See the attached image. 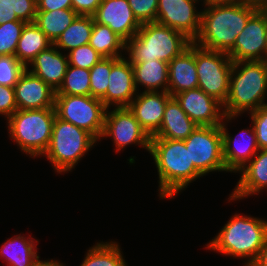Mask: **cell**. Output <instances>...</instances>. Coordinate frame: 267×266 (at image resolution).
Here are the masks:
<instances>
[{
  "mask_svg": "<svg viewBox=\"0 0 267 266\" xmlns=\"http://www.w3.org/2000/svg\"><path fill=\"white\" fill-rule=\"evenodd\" d=\"M31 266H66L58 260H40L39 258Z\"/></svg>",
  "mask_w": 267,
  "mask_h": 266,
  "instance_id": "7bdbcfd3",
  "label": "cell"
},
{
  "mask_svg": "<svg viewBox=\"0 0 267 266\" xmlns=\"http://www.w3.org/2000/svg\"><path fill=\"white\" fill-rule=\"evenodd\" d=\"M200 0H158L156 23L184 34L192 42L201 28V13L196 4Z\"/></svg>",
  "mask_w": 267,
  "mask_h": 266,
  "instance_id": "4fadbf2b",
  "label": "cell"
},
{
  "mask_svg": "<svg viewBox=\"0 0 267 266\" xmlns=\"http://www.w3.org/2000/svg\"><path fill=\"white\" fill-rule=\"evenodd\" d=\"M93 25V16L78 15L53 44L60 51L62 49L67 50V52L79 46L89 44Z\"/></svg>",
  "mask_w": 267,
  "mask_h": 266,
  "instance_id": "4316f807",
  "label": "cell"
},
{
  "mask_svg": "<svg viewBox=\"0 0 267 266\" xmlns=\"http://www.w3.org/2000/svg\"><path fill=\"white\" fill-rule=\"evenodd\" d=\"M197 126L221 125L225 116L223 105L200 88L173 96Z\"/></svg>",
  "mask_w": 267,
  "mask_h": 266,
  "instance_id": "9a60e30c",
  "label": "cell"
},
{
  "mask_svg": "<svg viewBox=\"0 0 267 266\" xmlns=\"http://www.w3.org/2000/svg\"><path fill=\"white\" fill-rule=\"evenodd\" d=\"M192 41L181 32L156 22L143 23L127 43L130 62L162 60L169 63L189 47Z\"/></svg>",
  "mask_w": 267,
  "mask_h": 266,
  "instance_id": "5b68a950",
  "label": "cell"
},
{
  "mask_svg": "<svg viewBox=\"0 0 267 266\" xmlns=\"http://www.w3.org/2000/svg\"><path fill=\"white\" fill-rule=\"evenodd\" d=\"M37 11L73 9L72 0H36Z\"/></svg>",
  "mask_w": 267,
  "mask_h": 266,
  "instance_id": "60d3db41",
  "label": "cell"
},
{
  "mask_svg": "<svg viewBox=\"0 0 267 266\" xmlns=\"http://www.w3.org/2000/svg\"><path fill=\"white\" fill-rule=\"evenodd\" d=\"M112 58L103 57L90 69V95L102 99L106 95Z\"/></svg>",
  "mask_w": 267,
  "mask_h": 266,
  "instance_id": "d6a6232c",
  "label": "cell"
},
{
  "mask_svg": "<svg viewBox=\"0 0 267 266\" xmlns=\"http://www.w3.org/2000/svg\"><path fill=\"white\" fill-rule=\"evenodd\" d=\"M235 118L237 116L225 115L220 125L223 137V158L226 169L231 173L240 170L259 151L253 125L250 129L241 130L236 137L228 133L226 123Z\"/></svg>",
  "mask_w": 267,
  "mask_h": 266,
  "instance_id": "5bb4252c",
  "label": "cell"
},
{
  "mask_svg": "<svg viewBox=\"0 0 267 266\" xmlns=\"http://www.w3.org/2000/svg\"><path fill=\"white\" fill-rule=\"evenodd\" d=\"M196 127L197 125L181 108L178 101L171 97L166 103L161 127L151 138L185 140Z\"/></svg>",
  "mask_w": 267,
  "mask_h": 266,
  "instance_id": "603a6c76",
  "label": "cell"
},
{
  "mask_svg": "<svg viewBox=\"0 0 267 266\" xmlns=\"http://www.w3.org/2000/svg\"><path fill=\"white\" fill-rule=\"evenodd\" d=\"M259 149H267V104L249 113Z\"/></svg>",
  "mask_w": 267,
  "mask_h": 266,
  "instance_id": "74e56055",
  "label": "cell"
},
{
  "mask_svg": "<svg viewBox=\"0 0 267 266\" xmlns=\"http://www.w3.org/2000/svg\"><path fill=\"white\" fill-rule=\"evenodd\" d=\"M17 110L14 87L0 85V115L8 119Z\"/></svg>",
  "mask_w": 267,
  "mask_h": 266,
  "instance_id": "f35d334b",
  "label": "cell"
},
{
  "mask_svg": "<svg viewBox=\"0 0 267 266\" xmlns=\"http://www.w3.org/2000/svg\"><path fill=\"white\" fill-rule=\"evenodd\" d=\"M89 45L99 54L107 58L123 57L121 51H125L126 43L106 25L94 21Z\"/></svg>",
  "mask_w": 267,
  "mask_h": 266,
  "instance_id": "f1b7e54d",
  "label": "cell"
},
{
  "mask_svg": "<svg viewBox=\"0 0 267 266\" xmlns=\"http://www.w3.org/2000/svg\"><path fill=\"white\" fill-rule=\"evenodd\" d=\"M244 0H209V3H234V2H240Z\"/></svg>",
  "mask_w": 267,
  "mask_h": 266,
  "instance_id": "ee69618b",
  "label": "cell"
},
{
  "mask_svg": "<svg viewBox=\"0 0 267 266\" xmlns=\"http://www.w3.org/2000/svg\"><path fill=\"white\" fill-rule=\"evenodd\" d=\"M106 95L101 99L103 104L110 107H128L137 95L134 83L132 63L126 57L112 58L111 73Z\"/></svg>",
  "mask_w": 267,
  "mask_h": 266,
  "instance_id": "2e32d148",
  "label": "cell"
},
{
  "mask_svg": "<svg viewBox=\"0 0 267 266\" xmlns=\"http://www.w3.org/2000/svg\"><path fill=\"white\" fill-rule=\"evenodd\" d=\"M29 65L27 69L31 73L57 91L64 80L69 63L67 53L63 54L53 44L48 49L41 51ZM29 67L32 68L29 69Z\"/></svg>",
  "mask_w": 267,
  "mask_h": 266,
  "instance_id": "7402d4cb",
  "label": "cell"
},
{
  "mask_svg": "<svg viewBox=\"0 0 267 266\" xmlns=\"http://www.w3.org/2000/svg\"><path fill=\"white\" fill-rule=\"evenodd\" d=\"M202 1H203V4H209V0H202Z\"/></svg>",
  "mask_w": 267,
  "mask_h": 266,
  "instance_id": "bcb514c9",
  "label": "cell"
},
{
  "mask_svg": "<svg viewBox=\"0 0 267 266\" xmlns=\"http://www.w3.org/2000/svg\"><path fill=\"white\" fill-rule=\"evenodd\" d=\"M171 97V94L165 91H140L128 106L150 137L159 131L166 103Z\"/></svg>",
  "mask_w": 267,
  "mask_h": 266,
  "instance_id": "ac0fdd59",
  "label": "cell"
},
{
  "mask_svg": "<svg viewBox=\"0 0 267 266\" xmlns=\"http://www.w3.org/2000/svg\"><path fill=\"white\" fill-rule=\"evenodd\" d=\"M102 0H72L73 10L78 15L93 16Z\"/></svg>",
  "mask_w": 267,
  "mask_h": 266,
  "instance_id": "ab89813d",
  "label": "cell"
},
{
  "mask_svg": "<svg viewBox=\"0 0 267 266\" xmlns=\"http://www.w3.org/2000/svg\"><path fill=\"white\" fill-rule=\"evenodd\" d=\"M111 137L116 152L136 144L149 152L151 137L135 119L128 107L107 109L101 138Z\"/></svg>",
  "mask_w": 267,
  "mask_h": 266,
  "instance_id": "8fae6325",
  "label": "cell"
},
{
  "mask_svg": "<svg viewBox=\"0 0 267 266\" xmlns=\"http://www.w3.org/2000/svg\"><path fill=\"white\" fill-rule=\"evenodd\" d=\"M236 173L241 174L228 201L257 195L267 188V149L259 151ZM231 200V201H230Z\"/></svg>",
  "mask_w": 267,
  "mask_h": 266,
  "instance_id": "ffe728a7",
  "label": "cell"
},
{
  "mask_svg": "<svg viewBox=\"0 0 267 266\" xmlns=\"http://www.w3.org/2000/svg\"><path fill=\"white\" fill-rule=\"evenodd\" d=\"M267 10L261 6L247 21L227 53L233 62L267 60Z\"/></svg>",
  "mask_w": 267,
  "mask_h": 266,
  "instance_id": "7c38bea8",
  "label": "cell"
},
{
  "mask_svg": "<svg viewBox=\"0 0 267 266\" xmlns=\"http://www.w3.org/2000/svg\"><path fill=\"white\" fill-rule=\"evenodd\" d=\"M149 153L155 162L161 199L174 198L203 175L190 162L184 140L151 138Z\"/></svg>",
  "mask_w": 267,
  "mask_h": 266,
  "instance_id": "7a4b0ae2",
  "label": "cell"
},
{
  "mask_svg": "<svg viewBox=\"0 0 267 266\" xmlns=\"http://www.w3.org/2000/svg\"><path fill=\"white\" fill-rule=\"evenodd\" d=\"M198 88L195 63V43L192 42L180 55L168 63V92L171 96Z\"/></svg>",
  "mask_w": 267,
  "mask_h": 266,
  "instance_id": "44dd1931",
  "label": "cell"
},
{
  "mask_svg": "<svg viewBox=\"0 0 267 266\" xmlns=\"http://www.w3.org/2000/svg\"><path fill=\"white\" fill-rule=\"evenodd\" d=\"M14 89L20 110L55 108L56 91L28 69L23 72Z\"/></svg>",
  "mask_w": 267,
  "mask_h": 266,
  "instance_id": "d6986e66",
  "label": "cell"
},
{
  "mask_svg": "<svg viewBox=\"0 0 267 266\" xmlns=\"http://www.w3.org/2000/svg\"><path fill=\"white\" fill-rule=\"evenodd\" d=\"M93 18L96 23L110 27L125 43L142 25L134 16L128 0H102Z\"/></svg>",
  "mask_w": 267,
  "mask_h": 266,
  "instance_id": "e0dca14e",
  "label": "cell"
},
{
  "mask_svg": "<svg viewBox=\"0 0 267 266\" xmlns=\"http://www.w3.org/2000/svg\"><path fill=\"white\" fill-rule=\"evenodd\" d=\"M128 3L141 24L156 22L158 0H128Z\"/></svg>",
  "mask_w": 267,
  "mask_h": 266,
  "instance_id": "8d00e7d4",
  "label": "cell"
},
{
  "mask_svg": "<svg viewBox=\"0 0 267 266\" xmlns=\"http://www.w3.org/2000/svg\"><path fill=\"white\" fill-rule=\"evenodd\" d=\"M201 28L194 43L207 50L228 53L249 18L261 7L240 1L234 3L203 4Z\"/></svg>",
  "mask_w": 267,
  "mask_h": 266,
  "instance_id": "6da1fadb",
  "label": "cell"
},
{
  "mask_svg": "<svg viewBox=\"0 0 267 266\" xmlns=\"http://www.w3.org/2000/svg\"><path fill=\"white\" fill-rule=\"evenodd\" d=\"M266 48H267V29H266Z\"/></svg>",
  "mask_w": 267,
  "mask_h": 266,
  "instance_id": "7dc6e473",
  "label": "cell"
},
{
  "mask_svg": "<svg viewBox=\"0 0 267 266\" xmlns=\"http://www.w3.org/2000/svg\"><path fill=\"white\" fill-rule=\"evenodd\" d=\"M266 96L267 60L234 62L224 114L238 117L245 111L253 112L267 104Z\"/></svg>",
  "mask_w": 267,
  "mask_h": 266,
  "instance_id": "277c9868",
  "label": "cell"
},
{
  "mask_svg": "<svg viewBox=\"0 0 267 266\" xmlns=\"http://www.w3.org/2000/svg\"><path fill=\"white\" fill-rule=\"evenodd\" d=\"M251 266H267V240L256 260Z\"/></svg>",
  "mask_w": 267,
  "mask_h": 266,
  "instance_id": "b9f144b4",
  "label": "cell"
},
{
  "mask_svg": "<svg viewBox=\"0 0 267 266\" xmlns=\"http://www.w3.org/2000/svg\"><path fill=\"white\" fill-rule=\"evenodd\" d=\"M36 12V0H0V24L15 20L31 23Z\"/></svg>",
  "mask_w": 267,
  "mask_h": 266,
  "instance_id": "4dcf8cb0",
  "label": "cell"
},
{
  "mask_svg": "<svg viewBox=\"0 0 267 266\" xmlns=\"http://www.w3.org/2000/svg\"><path fill=\"white\" fill-rule=\"evenodd\" d=\"M252 3L259 4L260 6H265L267 4V0H244Z\"/></svg>",
  "mask_w": 267,
  "mask_h": 266,
  "instance_id": "f6af8a7d",
  "label": "cell"
},
{
  "mask_svg": "<svg viewBox=\"0 0 267 266\" xmlns=\"http://www.w3.org/2000/svg\"><path fill=\"white\" fill-rule=\"evenodd\" d=\"M26 69L16 56H0V85L14 87Z\"/></svg>",
  "mask_w": 267,
  "mask_h": 266,
  "instance_id": "e575fe53",
  "label": "cell"
},
{
  "mask_svg": "<svg viewBox=\"0 0 267 266\" xmlns=\"http://www.w3.org/2000/svg\"><path fill=\"white\" fill-rule=\"evenodd\" d=\"M189 149L190 162L203 175L226 171L223 158V137L220 125L197 126L184 140Z\"/></svg>",
  "mask_w": 267,
  "mask_h": 266,
  "instance_id": "30bf717a",
  "label": "cell"
},
{
  "mask_svg": "<svg viewBox=\"0 0 267 266\" xmlns=\"http://www.w3.org/2000/svg\"><path fill=\"white\" fill-rule=\"evenodd\" d=\"M67 56L69 65L89 70L103 58L89 44L72 49L67 53Z\"/></svg>",
  "mask_w": 267,
  "mask_h": 266,
  "instance_id": "d590c367",
  "label": "cell"
},
{
  "mask_svg": "<svg viewBox=\"0 0 267 266\" xmlns=\"http://www.w3.org/2000/svg\"><path fill=\"white\" fill-rule=\"evenodd\" d=\"M55 117V108L18 109L6 119L9 137L27 156L41 157L49 145Z\"/></svg>",
  "mask_w": 267,
  "mask_h": 266,
  "instance_id": "8992f818",
  "label": "cell"
},
{
  "mask_svg": "<svg viewBox=\"0 0 267 266\" xmlns=\"http://www.w3.org/2000/svg\"><path fill=\"white\" fill-rule=\"evenodd\" d=\"M117 242H97L85 254L80 266H127Z\"/></svg>",
  "mask_w": 267,
  "mask_h": 266,
  "instance_id": "f546056e",
  "label": "cell"
},
{
  "mask_svg": "<svg viewBox=\"0 0 267 266\" xmlns=\"http://www.w3.org/2000/svg\"><path fill=\"white\" fill-rule=\"evenodd\" d=\"M267 240V221L250 215L234 214L218 234L206 244V249L234 258H245L251 266Z\"/></svg>",
  "mask_w": 267,
  "mask_h": 266,
  "instance_id": "3957f363",
  "label": "cell"
},
{
  "mask_svg": "<svg viewBox=\"0 0 267 266\" xmlns=\"http://www.w3.org/2000/svg\"><path fill=\"white\" fill-rule=\"evenodd\" d=\"M77 16L73 9L37 11L34 23L54 43Z\"/></svg>",
  "mask_w": 267,
  "mask_h": 266,
  "instance_id": "83f0119b",
  "label": "cell"
},
{
  "mask_svg": "<svg viewBox=\"0 0 267 266\" xmlns=\"http://www.w3.org/2000/svg\"><path fill=\"white\" fill-rule=\"evenodd\" d=\"M134 74V83L139 92V85L144 91L168 92V63L162 60L147 62H131ZM161 89V90H160Z\"/></svg>",
  "mask_w": 267,
  "mask_h": 266,
  "instance_id": "cb8c5ba5",
  "label": "cell"
},
{
  "mask_svg": "<svg viewBox=\"0 0 267 266\" xmlns=\"http://www.w3.org/2000/svg\"><path fill=\"white\" fill-rule=\"evenodd\" d=\"M56 95H90V70L68 65Z\"/></svg>",
  "mask_w": 267,
  "mask_h": 266,
  "instance_id": "1f68e13d",
  "label": "cell"
},
{
  "mask_svg": "<svg viewBox=\"0 0 267 266\" xmlns=\"http://www.w3.org/2000/svg\"><path fill=\"white\" fill-rule=\"evenodd\" d=\"M107 107L91 95H55L56 116L92 134L98 141L104 129Z\"/></svg>",
  "mask_w": 267,
  "mask_h": 266,
  "instance_id": "ba28073f",
  "label": "cell"
},
{
  "mask_svg": "<svg viewBox=\"0 0 267 266\" xmlns=\"http://www.w3.org/2000/svg\"><path fill=\"white\" fill-rule=\"evenodd\" d=\"M97 141L88 131L56 116L49 145L42 156L49 160L57 174L71 172Z\"/></svg>",
  "mask_w": 267,
  "mask_h": 266,
  "instance_id": "52a82bcc",
  "label": "cell"
},
{
  "mask_svg": "<svg viewBox=\"0 0 267 266\" xmlns=\"http://www.w3.org/2000/svg\"><path fill=\"white\" fill-rule=\"evenodd\" d=\"M53 42L34 23H26L18 40L15 56L26 67L41 52L48 49Z\"/></svg>",
  "mask_w": 267,
  "mask_h": 266,
  "instance_id": "484cf974",
  "label": "cell"
},
{
  "mask_svg": "<svg viewBox=\"0 0 267 266\" xmlns=\"http://www.w3.org/2000/svg\"><path fill=\"white\" fill-rule=\"evenodd\" d=\"M38 240L33 237L15 235L1 245L0 258H4L8 266H31L39 257Z\"/></svg>",
  "mask_w": 267,
  "mask_h": 266,
  "instance_id": "d4e9b609",
  "label": "cell"
},
{
  "mask_svg": "<svg viewBox=\"0 0 267 266\" xmlns=\"http://www.w3.org/2000/svg\"><path fill=\"white\" fill-rule=\"evenodd\" d=\"M195 63L198 88L224 105L234 62L227 53L207 50L195 44Z\"/></svg>",
  "mask_w": 267,
  "mask_h": 266,
  "instance_id": "9c48e42d",
  "label": "cell"
},
{
  "mask_svg": "<svg viewBox=\"0 0 267 266\" xmlns=\"http://www.w3.org/2000/svg\"><path fill=\"white\" fill-rule=\"evenodd\" d=\"M26 22L15 20L0 24V56L12 55L15 52Z\"/></svg>",
  "mask_w": 267,
  "mask_h": 266,
  "instance_id": "836d02e7",
  "label": "cell"
}]
</instances>
